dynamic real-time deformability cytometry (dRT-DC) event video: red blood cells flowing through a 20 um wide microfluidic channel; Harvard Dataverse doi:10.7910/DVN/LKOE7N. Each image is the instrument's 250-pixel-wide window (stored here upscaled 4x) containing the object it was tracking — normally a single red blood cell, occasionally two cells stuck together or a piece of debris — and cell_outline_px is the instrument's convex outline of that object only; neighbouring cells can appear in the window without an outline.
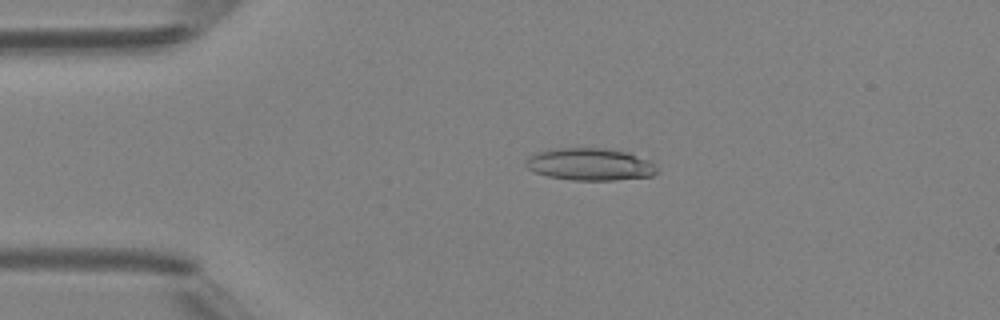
{"species": "Egyptian fruit bat (a non-hibernating species)", "species_latin": "Rousettus aegyptiacus", "temperature_condition": "room temperature", "stored_images_in_passage": 3, "camera_frame_rate_fps": 3000, "um_per_image_px": 0.085, "animal": {"sex": "female"}, "frame": {"image": 1, "passage_image": 2, "time_ms": 1.333, "image_size_px": [1000, 320], "cell_outline_px": [[656, 172], [652, 176], [612, 180], [572, 180], [548, 176], [536, 172], [528, 168], [524, 164], [528, 156], [536, 152], [556, 148], [608, 148], [628, 152], [652, 160], [656, 164]], "centroid_in_image_um": [50.17, 13.95], "position_along_channel_um": 34.8, "area_um2": 24.85}}